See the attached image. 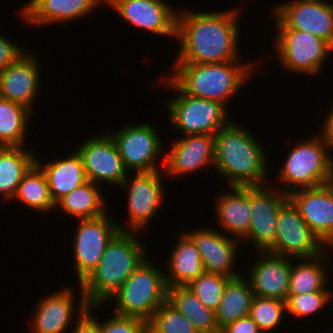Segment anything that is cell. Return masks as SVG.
Masks as SVG:
<instances>
[{"mask_svg":"<svg viewBox=\"0 0 333 333\" xmlns=\"http://www.w3.org/2000/svg\"><path fill=\"white\" fill-rule=\"evenodd\" d=\"M167 302L187 318L198 333H221L215 311L207 308L187 286L167 288Z\"/></svg>","mask_w":333,"mask_h":333,"instance_id":"cell-27","label":"cell"},{"mask_svg":"<svg viewBox=\"0 0 333 333\" xmlns=\"http://www.w3.org/2000/svg\"><path fill=\"white\" fill-rule=\"evenodd\" d=\"M324 245L288 200L279 211L275 244L269 253L304 261L323 254Z\"/></svg>","mask_w":333,"mask_h":333,"instance_id":"cell-9","label":"cell"},{"mask_svg":"<svg viewBox=\"0 0 333 333\" xmlns=\"http://www.w3.org/2000/svg\"><path fill=\"white\" fill-rule=\"evenodd\" d=\"M166 175L180 176L215 164V137L210 134L188 135L176 139L164 155Z\"/></svg>","mask_w":333,"mask_h":333,"instance_id":"cell-19","label":"cell"},{"mask_svg":"<svg viewBox=\"0 0 333 333\" xmlns=\"http://www.w3.org/2000/svg\"><path fill=\"white\" fill-rule=\"evenodd\" d=\"M97 186L87 181L62 197L56 203V208L59 207L64 213L77 217L78 220L95 219L108 214L105 212L104 198Z\"/></svg>","mask_w":333,"mask_h":333,"instance_id":"cell-30","label":"cell"},{"mask_svg":"<svg viewBox=\"0 0 333 333\" xmlns=\"http://www.w3.org/2000/svg\"><path fill=\"white\" fill-rule=\"evenodd\" d=\"M275 21L278 33L274 43L281 65L293 73L318 74L333 46L311 33L287 29L276 17Z\"/></svg>","mask_w":333,"mask_h":333,"instance_id":"cell-8","label":"cell"},{"mask_svg":"<svg viewBox=\"0 0 333 333\" xmlns=\"http://www.w3.org/2000/svg\"><path fill=\"white\" fill-rule=\"evenodd\" d=\"M14 199H19L31 209L47 212L56 209L51 198L47 177L41 167L35 163L19 183Z\"/></svg>","mask_w":333,"mask_h":333,"instance_id":"cell-32","label":"cell"},{"mask_svg":"<svg viewBox=\"0 0 333 333\" xmlns=\"http://www.w3.org/2000/svg\"><path fill=\"white\" fill-rule=\"evenodd\" d=\"M133 231H119L108 243L98 265L80 283L89 305L103 304L148 257Z\"/></svg>","mask_w":333,"mask_h":333,"instance_id":"cell-3","label":"cell"},{"mask_svg":"<svg viewBox=\"0 0 333 333\" xmlns=\"http://www.w3.org/2000/svg\"><path fill=\"white\" fill-rule=\"evenodd\" d=\"M262 331L253 321L250 315L244 316L229 323L221 330V333H261Z\"/></svg>","mask_w":333,"mask_h":333,"instance_id":"cell-41","label":"cell"},{"mask_svg":"<svg viewBox=\"0 0 333 333\" xmlns=\"http://www.w3.org/2000/svg\"><path fill=\"white\" fill-rule=\"evenodd\" d=\"M105 0H30L19 10L29 25L68 22L87 16Z\"/></svg>","mask_w":333,"mask_h":333,"instance_id":"cell-22","label":"cell"},{"mask_svg":"<svg viewBox=\"0 0 333 333\" xmlns=\"http://www.w3.org/2000/svg\"><path fill=\"white\" fill-rule=\"evenodd\" d=\"M214 167L230 187L265 186L267 162L265 147L249 130L230 122L215 135Z\"/></svg>","mask_w":333,"mask_h":333,"instance_id":"cell-2","label":"cell"},{"mask_svg":"<svg viewBox=\"0 0 333 333\" xmlns=\"http://www.w3.org/2000/svg\"><path fill=\"white\" fill-rule=\"evenodd\" d=\"M232 277L204 271L187 287L209 309L216 311L223 297L227 282Z\"/></svg>","mask_w":333,"mask_h":333,"instance_id":"cell-34","label":"cell"},{"mask_svg":"<svg viewBox=\"0 0 333 333\" xmlns=\"http://www.w3.org/2000/svg\"><path fill=\"white\" fill-rule=\"evenodd\" d=\"M23 146L0 147V195L13 199L20 181L36 163V155Z\"/></svg>","mask_w":333,"mask_h":333,"instance_id":"cell-29","label":"cell"},{"mask_svg":"<svg viewBox=\"0 0 333 333\" xmlns=\"http://www.w3.org/2000/svg\"><path fill=\"white\" fill-rule=\"evenodd\" d=\"M155 126L149 123L124 126L109 132L126 169L138 172L159 171L156 165L162 142Z\"/></svg>","mask_w":333,"mask_h":333,"instance_id":"cell-10","label":"cell"},{"mask_svg":"<svg viewBox=\"0 0 333 333\" xmlns=\"http://www.w3.org/2000/svg\"><path fill=\"white\" fill-rule=\"evenodd\" d=\"M318 136L297 143L288 153L285 164L279 171V182L283 183V189L280 190L286 194L332 182L333 158L329 154L330 147L322 133Z\"/></svg>","mask_w":333,"mask_h":333,"instance_id":"cell-6","label":"cell"},{"mask_svg":"<svg viewBox=\"0 0 333 333\" xmlns=\"http://www.w3.org/2000/svg\"><path fill=\"white\" fill-rule=\"evenodd\" d=\"M180 235L167 262L169 274H165V281L168 288L187 286L205 271L200 252L192 238L187 233Z\"/></svg>","mask_w":333,"mask_h":333,"instance_id":"cell-26","label":"cell"},{"mask_svg":"<svg viewBox=\"0 0 333 333\" xmlns=\"http://www.w3.org/2000/svg\"><path fill=\"white\" fill-rule=\"evenodd\" d=\"M178 95L167 101L171 124L178 131L188 135L210 134L215 135L230 121L227 117V107L222 103L196 98L183 93L169 78L163 81Z\"/></svg>","mask_w":333,"mask_h":333,"instance_id":"cell-7","label":"cell"},{"mask_svg":"<svg viewBox=\"0 0 333 333\" xmlns=\"http://www.w3.org/2000/svg\"><path fill=\"white\" fill-rule=\"evenodd\" d=\"M301 218L325 245H333V181L288 195Z\"/></svg>","mask_w":333,"mask_h":333,"instance_id":"cell-16","label":"cell"},{"mask_svg":"<svg viewBox=\"0 0 333 333\" xmlns=\"http://www.w3.org/2000/svg\"><path fill=\"white\" fill-rule=\"evenodd\" d=\"M260 260L254 263L250 271L249 282L254 296L287 300L292 258L257 252Z\"/></svg>","mask_w":333,"mask_h":333,"instance_id":"cell-20","label":"cell"},{"mask_svg":"<svg viewBox=\"0 0 333 333\" xmlns=\"http://www.w3.org/2000/svg\"><path fill=\"white\" fill-rule=\"evenodd\" d=\"M105 4L140 29L176 38L177 11L164 0H105Z\"/></svg>","mask_w":333,"mask_h":333,"instance_id":"cell-17","label":"cell"},{"mask_svg":"<svg viewBox=\"0 0 333 333\" xmlns=\"http://www.w3.org/2000/svg\"><path fill=\"white\" fill-rule=\"evenodd\" d=\"M275 17L287 28L301 30L333 46V3L323 0H293L273 9Z\"/></svg>","mask_w":333,"mask_h":333,"instance_id":"cell-13","label":"cell"},{"mask_svg":"<svg viewBox=\"0 0 333 333\" xmlns=\"http://www.w3.org/2000/svg\"><path fill=\"white\" fill-rule=\"evenodd\" d=\"M31 113L23 105L0 97V147L25 145Z\"/></svg>","mask_w":333,"mask_h":333,"instance_id":"cell-33","label":"cell"},{"mask_svg":"<svg viewBox=\"0 0 333 333\" xmlns=\"http://www.w3.org/2000/svg\"><path fill=\"white\" fill-rule=\"evenodd\" d=\"M145 259L124 284L108 299L115 300L114 313L136 317L148 323L167 301L165 272Z\"/></svg>","mask_w":333,"mask_h":333,"instance_id":"cell-5","label":"cell"},{"mask_svg":"<svg viewBox=\"0 0 333 333\" xmlns=\"http://www.w3.org/2000/svg\"><path fill=\"white\" fill-rule=\"evenodd\" d=\"M325 254L324 252L318 257L305 259L306 262L300 263L299 265L297 264V266L293 263L291 264L288 295L331 291V289L326 288V282L328 283L326 271L328 269L324 267L328 264V260Z\"/></svg>","mask_w":333,"mask_h":333,"instance_id":"cell-31","label":"cell"},{"mask_svg":"<svg viewBox=\"0 0 333 333\" xmlns=\"http://www.w3.org/2000/svg\"><path fill=\"white\" fill-rule=\"evenodd\" d=\"M148 333H198L191 322L167 301L147 323Z\"/></svg>","mask_w":333,"mask_h":333,"instance_id":"cell-35","label":"cell"},{"mask_svg":"<svg viewBox=\"0 0 333 333\" xmlns=\"http://www.w3.org/2000/svg\"><path fill=\"white\" fill-rule=\"evenodd\" d=\"M254 292L249 280L241 275L231 278L215 311L216 322L221 331L229 323L250 314Z\"/></svg>","mask_w":333,"mask_h":333,"instance_id":"cell-28","label":"cell"},{"mask_svg":"<svg viewBox=\"0 0 333 333\" xmlns=\"http://www.w3.org/2000/svg\"><path fill=\"white\" fill-rule=\"evenodd\" d=\"M81 300L78 303L77 321H75V327L72 333H100V320L95 319L92 314L97 307H101L102 304L89 305L86 301L83 291L81 292ZM92 312V313H91ZM98 320V321H97Z\"/></svg>","mask_w":333,"mask_h":333,"instance_id":"cell-39","label":"cell"},{"mask_svg":"<svg viewBox=\"0 0 333 333\" xmlns=\"http://www.w3.org/2000/svg\"><path fill=\"white\" fill-rule=\"evenodd\" d=\"M333 298L332 291H317L300 295H288L286 309L288 314L305 317L321 311Z\"/></svg>","mask_w":333,"mask_h":333,"instance_id":"cell-37","label":"cell"},{"mask_svg":"<svg viewBox=\"0 0 333 333\" xmlns=\"http://www.w3.org/2000/svg\"><path fill=\"white\" fill-rule=\"evenodd\" d=\"M194 241L200 252L204 270L227 277H237L240 274L235 272L233 266L236 262V242L225 233L211 228L198 229L197 231L186 232Z\"/></svg>","mask_w":333,"mask_h":333,"instance_id":"cell-21","label":"cell"},{"mask_svg":"<svg viewBox=\"0 0 333 333\" xmlns=\"http://www.w3.org/2000/svg\"><path fill=\"white\" fill-rule=\"evenodd\" d=\"M73 295L67 288L41 298L34 309L31 333H64L75 317Z\"/></svg>","mask_w":333,"mask_h":333,"instance_id":"cell-23","label":"cell"},{"mask_svg":"<svg viewBox=\"0 0 333 333\" xmlns=\"http://www.w3.org/2000/svg\"><path fill=\"white\" fill-rule=\"evenodd\" d=\"M119 231L129 230L116 224L107 214L95 219L79 220L73 240L79 284L98 265L106 246Z\"/></svg>","mask_w":333,"mask_h":333,"instance_id":"cell-11","label":"cell"},{"mask_svg":"<svg viewBox=\"0 0 333 333\" xmlns=\"http://www.w3.org/2000/svg\"><path fill=\"white\" fill-rule=\"evenodd\" d=\"M231 190L232 193L220 194L215 213L221 226L243 241L251 225V187H231Z\"/></svg>","mask_w":333,"mask_h":333,"instance_id":"cell-24","label":"cell"},{"mask_svg":"<svg viewBox=\"0 0 333 333\" xmlns=\"http://www.w3.org/2000/svg\"><path fill=\"white\" fill-rule=\"evenodd\" d=\"M230 61L224 63H174L168 78L185 94L216 101L226 107L232 95L243 87L253 73V65ZM251 66V67H250ZM251 68V69H250Z\"/></svg>","mask_w":333,"mask_h":333,"instance_id":"cell-4","label":"cell"},{"mask_svg":"<svg viewBox=\"0 0 333 333\" xmlns=\"http://www.w3.org/2000/svg\"><path fill=\"white\" fill-rule=\"evenodd\" d=\"M160 171L138 172L125 178L119 187L128 190V216L131 232L144 229L163 202L164 188ZM129 178V179H128ZM128 187V189H127Z\"/></svg>","mask_w":333,"mask_h":333,"instance_id":"cell-15","label":"cell"},{"mask_svg":"<svg viewBox=\"0 0 333 333\" xmlns=\"http://www.w3.org/2000/svg\"><path fill=\"white\" fill-rule=\"evenodd\" d=\"M81 156L88 181L120 186L129 175L109 133L83 141L75 149Z\"/></svg>","mask_w":333,"mask_h":333,"instance_id":"cell-12","label":"cell"},{"mask_svg":"<svg viewBox=\"0 0 333 333\" xmlns=\"http://www.w3.org/2000/svg\"><path fill=\"white\" fill-rule=\"evenodd\" d=\"M285 312H287L285 301L254 296L249 315L262 333H266L278 327Z\"/></svg>","mask_w":333,"mask_h":333,"instance_id":"cell-36","label":"cell"},{"mask_svg":"<svg viewBox=\"0 0 333 333\" xmlns=\"http://www.w3.org/2000/svg\"><path fill=\"white\" fill-rule=\"evenodd\" d=\"M66 158L48 162L46 165L36 159V163L45 173L50 189V195L55 204L75 188L83 185L88 180L81 156L74 149Z\"/></svg>","mask_w":333,"mask_h":333,"instance_id":"cell-25","label":"cell"},{"mask_svg":"<svg viewBox=\"0 0 333 333\" xmlns=\"http://www.w3.org/2000/svg\"><path fill=\"white\" fill-rule=\"evenodd\" d=\"M39 64L32 53L25 52L0 71V97L23 105L31 112L41 82Z\"/></svg>","mask_w":333,"mask_h":333,"instance_id":"cell-18","label":"cell"},{"mask_svg":"<svg viewBox=\"0 0 333 333\" xmlns=\"http://www.w3.org/2000/svg\"><path fill=\"white\" fill-rule=\"evenodd\" d=\"M112 315L109 320L100 323V333H148L145 321L115 313Z\"/></svg>","mask_w":333,"mask_h":333,"instance_id":"cell-38","label":"cell"},{"mask_svg":"<svg viewBox=\"0 0 333 333\" xmlns=\"http://www.w3.org/2000/svg\"><path fill=\"white\" fill-rule=\"evenodd\" d=\"M11 42L7 37L0 35V71L14 63L22 54L23 48Z\"/></svg>","mask_w":333,"mask_h":333,"instance_id":"cell-40","label":"cell"},{"mask_svg":"<svg viewBox=\"0 0 333 333\" xmlns=\"http://www.w3.org/2000/svg\"><path fill=\"white\" fill-rule=\"evenodd\" d=\"M324 122V129H322V134L325 138V141L329 145L330 149L333 150V108L332 111L329 112L328 116Z\"/></svg>","mask_w":333,"mask_h":333,"instance_id":"cell-42","label":"cell"},{"mask_svg":"<svg viewBox=\"0 0 333 333\" xmlns=\"http://www.w3.org/2000/svg\"><path fill=\"white\" fill-rule=\"evenodd\" d=\"M288 200V194L282 190L275 192L264 185L251 187V225L245 240L250 239L257 252H269L273 248L277 217L281 207Z\"/></svg>","mask_w":333,"mask_h":333,"instance_id":"cell-14","label":"cell"},{"mask_svg":"<svg viewBox=\"0 0 333 333\" xmlns=\"http://www.w3.org/2000/svg\"><path fill=\"white\" fill-rule=\"evenodd\" d=\"M238 8L222 12H177L176 39L181 48L175 63L238 61Z\"/></svg>","mask_w":333,"mask_h":333,"instance_id":"cell-1","label":"cell"}]
</instances>
